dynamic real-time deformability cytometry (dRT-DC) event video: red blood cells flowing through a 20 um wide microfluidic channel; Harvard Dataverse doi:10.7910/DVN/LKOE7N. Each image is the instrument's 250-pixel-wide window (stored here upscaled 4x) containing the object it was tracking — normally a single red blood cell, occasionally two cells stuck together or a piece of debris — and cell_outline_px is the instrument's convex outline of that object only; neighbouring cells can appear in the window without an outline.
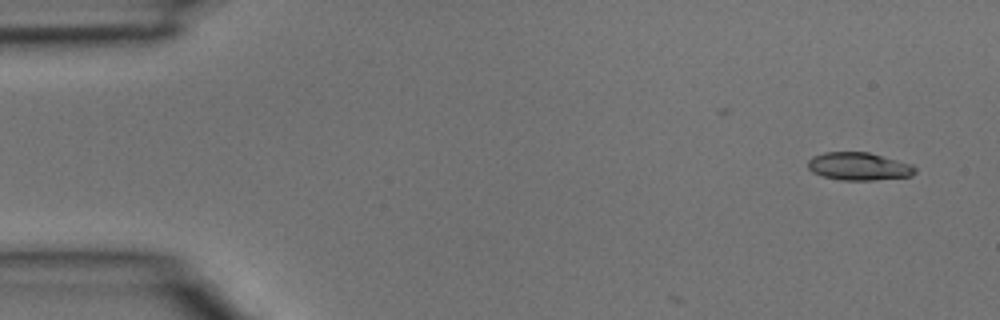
{"species": "common noctule bat (a hibernating species)", "species_latin": "Nyctalus noctula", "temperature_condition": "room temperature", "stored_images_in_passage": 4, "camera_frame_rate_fps": 3000, "um_per_image_px": 0.085, "animal": {"sex": "male", "body_mass_g": 15.6}, "frame": {"image": 1, "passage_image": 1, "time_ms": 0.0, "image_size_px": [1000, 320], "cell_outline_px": [[916, 172], [912, 176], [872, 180], [840, 180], [824, 176], [812, 172], [808, 168], [808, 160], [812, 156], [824, 152], [868, 152], [912, 164], [916, 168]], "centroid_in_image_um": [73.0, 14.14], "position_along_channel_um": 12.0, "area_um2": 17.4}}